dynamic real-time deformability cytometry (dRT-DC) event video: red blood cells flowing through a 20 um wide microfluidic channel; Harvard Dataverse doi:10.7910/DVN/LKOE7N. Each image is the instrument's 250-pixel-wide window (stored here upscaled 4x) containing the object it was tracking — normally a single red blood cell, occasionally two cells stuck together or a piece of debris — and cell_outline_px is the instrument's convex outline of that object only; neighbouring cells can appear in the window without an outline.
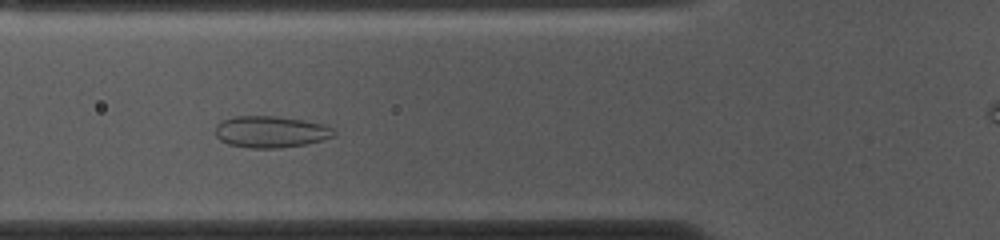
{"species": "common noctule bat (a hibernating species)", "species_latin": "Nyctalus noctula", "temperature_condition": "cold", "stored_images_in_passage": 53, "camera_frame_rate_fps": 3000, "um_per_image_px": 0.085, "animal": {"sex": "female", "body_mass_g": 10.0, "forearm_length_mm": 53.1}, "frame": {"image": 1, "passage_image": 17, "time_ms": 5.333, "image_size_px": [1000, 240], "cell_outline_px": [[336, 132], [332, 136], [320, 140], [304, 144], [280, 148], [252, 148], [228, 144], [220, 140], [216, 136], [216, 124], [232, 116], [280, 116], [304, 120], [324, 124], [332, 128]], "centroid_in_image_um": [22.99, 11.19], "position_along_channel_um": 102.8, "area_um2": 21.79}}
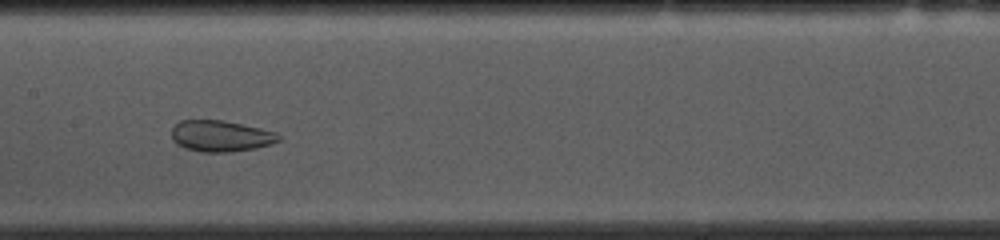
{"frame": {"image": 2, "passage_image": 24, "time_ms": 7.667, "image_size_px": [1000, 240], "cell_outline_px": [[280, 140], [272, 144], [256, 148], [228, 152], [200, 152], [184, 148], [176, 144], [172, 140], [172, 128], [180, 120], [224, 120], [260, 128], [276, 132], [280, 136]], "centroid_in_image_um": [18.75, 11.56], "position_along_channel_um": 188.6, "area_um2": 19.59}}
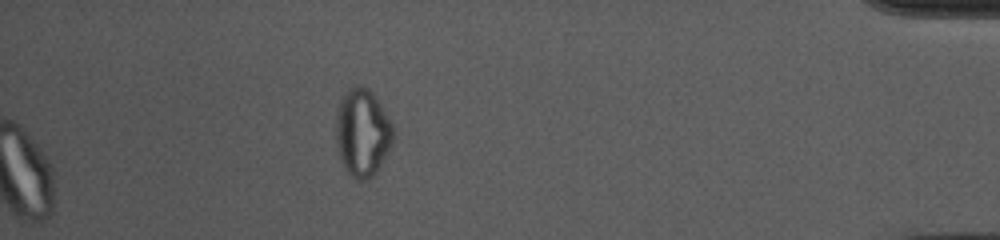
{"frame": {"image": 3, "passage_image": 53, "time_ms": 17.333, "image_size_px": [1000, 240], "cell_outline_px": [[392, 140], [388, 152], [376, 172], [368, 180], [356, 180], [344, 168], [340, 160], [336, 148], [336, 108], [344, 92], [348, 88], [356, 84], [364, 84], [376, 96], [392, 124]], "centroid_in_image_um": [30.77, 11.24], "position_along_channel_um": 404.4, "area_um2": 29.59}}